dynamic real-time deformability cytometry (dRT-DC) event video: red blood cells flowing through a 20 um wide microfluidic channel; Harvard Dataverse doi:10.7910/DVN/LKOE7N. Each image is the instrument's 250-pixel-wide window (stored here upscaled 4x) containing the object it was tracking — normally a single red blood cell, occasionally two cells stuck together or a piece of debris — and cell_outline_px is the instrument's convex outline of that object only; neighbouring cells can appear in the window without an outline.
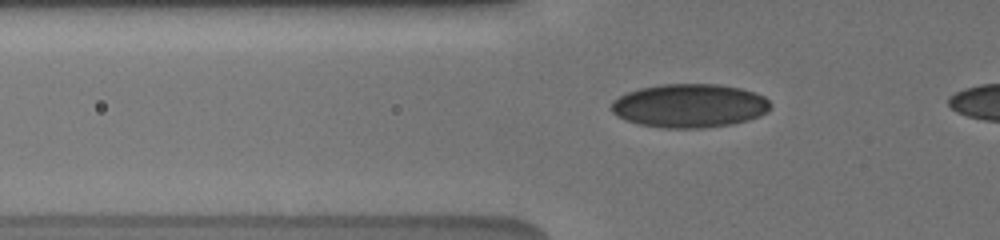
{"species": "human", "species_latin": "Homo sapiens", "temperature_condition": "cold", "stored_images_in_passage": 5, "camera_frame_rate_fps": 3000, "um_per_image_px": 0.085, "donor": {"sex": "male"}, "frame": {"image": 1, "passage_image": 5, "time_ms": 4.333, "image_size_px": [1000, 240], "cell_outline_px": [[772, 104], [768, 112], [760, 116], [748, 120], [732, 124], [704, 128], [664, 128], [640, 124], [624, 120], [616, 116], [612, 112], [612, 100], [628, 92], [640, 88], [660, 84], [716, 84], [740, 88], [764, 96]], "centroid_in_image_um": [58.61, 8.99], "position_along_channel_um": 67.2, "area_um2": 40.63}}